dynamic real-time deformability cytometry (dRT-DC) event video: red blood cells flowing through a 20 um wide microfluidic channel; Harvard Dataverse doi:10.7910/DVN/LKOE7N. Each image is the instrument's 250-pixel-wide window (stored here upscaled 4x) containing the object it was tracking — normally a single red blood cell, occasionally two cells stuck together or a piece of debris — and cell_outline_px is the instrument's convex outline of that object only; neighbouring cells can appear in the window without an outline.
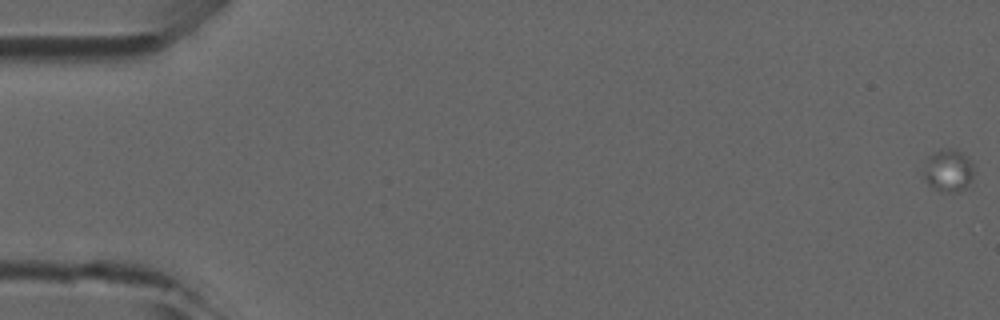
{"species": "common noctule bat (a hibernating species)", "species_latin": "Nyctalus noctula", "temperature_condition": "room temperature", "stored_images_in_passage": 10, "camera_frame_rate_fps": 3000, "um_per_image_px": 0.085, "animal": {"sex": "male", "forearm_length_mm": 52.5}, "frame": {"image": 1, "passage_image": 1, "time_ms": 0.0, "image_size_px": [1000, 320], "cell_outline_px": [[972, 180], [964, 188], [956, 192], [940, 192], [928, 184], [924, 180], [924, 172], [928, 156], [940, 148], [956, 148], [968, 156], [972, 164]], "centroid_in_image_um": [80.6, 14.47], "position_along_channel_um": 4.4, "area_um2": 12.54}}